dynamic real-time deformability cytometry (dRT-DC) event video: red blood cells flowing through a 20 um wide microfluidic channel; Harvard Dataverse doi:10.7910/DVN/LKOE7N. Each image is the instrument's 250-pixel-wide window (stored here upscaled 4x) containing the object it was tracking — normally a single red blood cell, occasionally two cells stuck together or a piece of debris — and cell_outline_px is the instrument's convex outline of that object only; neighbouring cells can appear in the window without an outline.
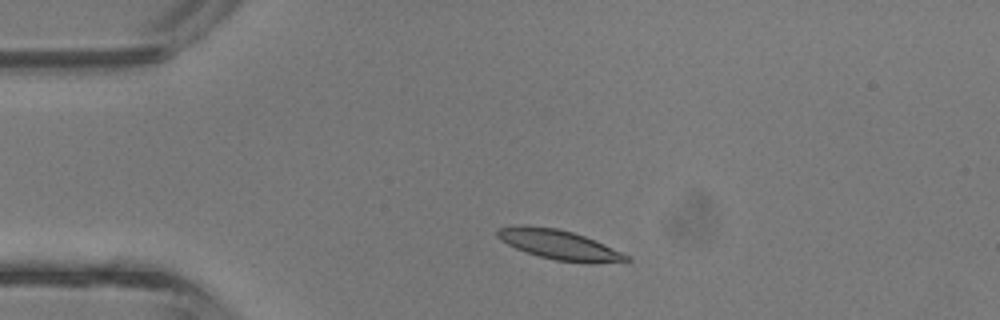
{"species": "common noctule bat (a hibernating species)", "species_latin": "Nyctalus noctula", "temperature_condition": "room temperature", "stored_images_in_passage": 4, "camera_frame_rate_fps": 3000, "um_per_image_px": 0.085, "animal": {"sex": "male", "body_mass_g": 13.3}, "frame": {"image": 1, "passage_image": 2, "time_ms": 0.333, "image_size_px": [1000, 320], "cell_outline_px": [[632, 260], [592, 264], [588, 264], [556, 260], [540, 256], [516, 248], [500, 240], [496, 236], [496, 228], [516, 224], [524, 224], [556, 228], [572, 232], [584, 236], [604, 244], [632, 256]], "centroid_in_image_um": [47.52, 20.79], "position_along_channel_um": 37.5, "area_um2": 22.54}}